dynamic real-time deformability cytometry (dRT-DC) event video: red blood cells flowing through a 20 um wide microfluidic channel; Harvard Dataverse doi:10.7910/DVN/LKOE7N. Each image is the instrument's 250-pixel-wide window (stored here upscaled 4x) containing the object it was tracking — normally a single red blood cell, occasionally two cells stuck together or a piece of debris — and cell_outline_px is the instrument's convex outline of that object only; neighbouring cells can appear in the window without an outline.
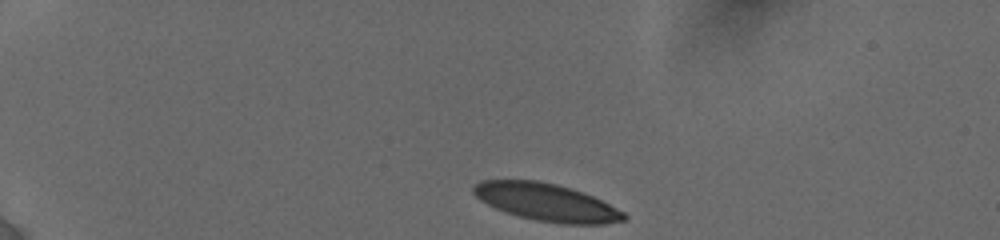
{"species": "human", "species_latin": "Homo sapiens", "temperature_condition": "cold", "stored_images_in_passage": 15, "camera_frame_rate_fps": 3000, "um_per_image_px": 0.085, "donor": {"sex": "female"}, "frame": {"image": 1, "passage_image": 1, "time_ms": 0.0, "image_size_px": [1000, 240], "cell_outline_px": [[628, 216], [624, 220], [604, 224], [564, 224], [536, 220], [520, 216], [496, 208], [480, 200], [472, 192], [472, 188], [480, 180], [540, 180], [556, 184], [592, 196], [624, 212]], "centroid_in_image_um": [46.43, 17.19], "position_along_channel_um": 38.6, "area_um2": 32.43}}
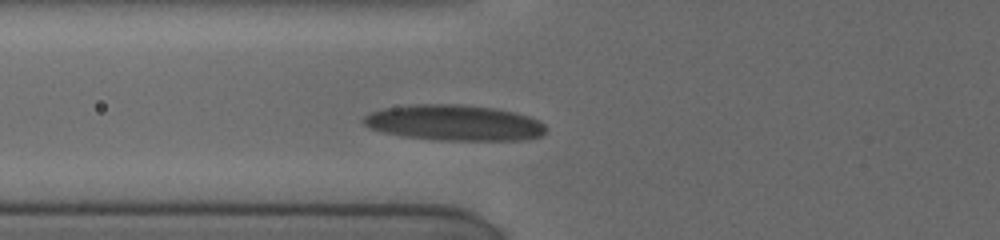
{"frame": {"image": 2, "passage_image": 9, "time_ms": 3.333, "image_size_px": [1000, 240], "cell_outline_px": [[548, 132], [544, 136], [528, 140], [440, 140], [404, 136], [384, 132], [368, 128], [360, 120], [364, 116], [372, 112], [384, 108], [416, 104], [464, 104], [496, 108], [516, 112], [540, 120], [548, 128]], "centroid_in_image_um": [38.69, 10.44], "position_along_channel_um": 87.1, "area_um2": 38.49}}
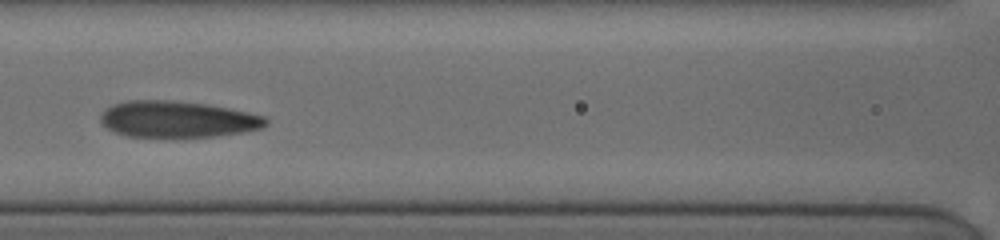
{"frame": {"image": 3, "passage_image": 13, "time_ms": 5.0, "image_size_px": [1000, 240], "cell_outline_px": [[268, 124], [260, 128], [244, 132], [216, 136], [128, 136], [116, 132], [100, 124], [100, 116], [112, 104], [128, 100], [172, 100], [208, 104], [248, 112], [264, 116], [268, 120]], "centroid_in_image_um": [15.09, 10.12], "position_along_channel_um": 151.5, "area_um2": 34.85}}